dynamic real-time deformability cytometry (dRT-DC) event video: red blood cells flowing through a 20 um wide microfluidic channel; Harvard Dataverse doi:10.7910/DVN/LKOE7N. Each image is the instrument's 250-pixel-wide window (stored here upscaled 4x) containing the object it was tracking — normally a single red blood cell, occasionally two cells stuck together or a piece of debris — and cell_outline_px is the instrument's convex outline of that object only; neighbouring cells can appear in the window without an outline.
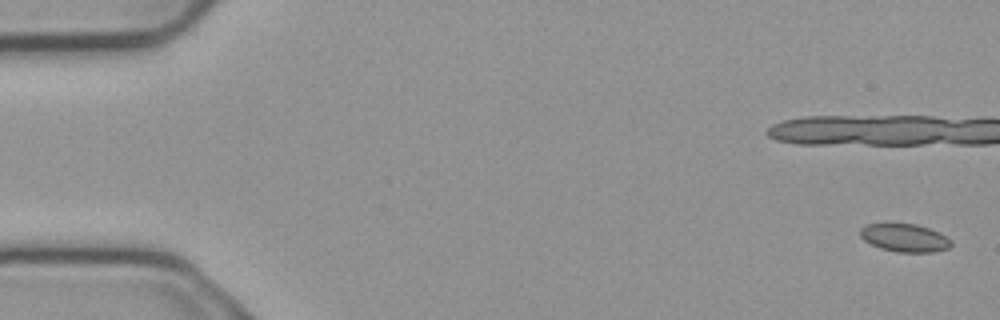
{"species": "common noctule bat (a hibernating species)", "species_latin": "Nyctalus noctula", "temperature_condition": "cold", "stored_images_in_passage": 4, "camera_frame_rate_fps": 3000, "um_per_image_px": 0.085, "animal": {"sex": "male", "body_mass_g": 23.1, "forearm_length_mm": 52.7}, "frame": {"image": 1, "passage_image": 1, "time_ms": 0.0, "image_size_px": [1000, 320], "cell_outline_px": [[952, 244], [948, 248], [932, 252], [896, 252], [880, 248], [864, 240], [860, 236], [860, 228], [868, 224], [916, 224], [928, 228], [952, 240]], "centroid_in_image_um": [76.88, 20.22], "position_along_channel_um": 8.1, "area_um2": 14.62}}